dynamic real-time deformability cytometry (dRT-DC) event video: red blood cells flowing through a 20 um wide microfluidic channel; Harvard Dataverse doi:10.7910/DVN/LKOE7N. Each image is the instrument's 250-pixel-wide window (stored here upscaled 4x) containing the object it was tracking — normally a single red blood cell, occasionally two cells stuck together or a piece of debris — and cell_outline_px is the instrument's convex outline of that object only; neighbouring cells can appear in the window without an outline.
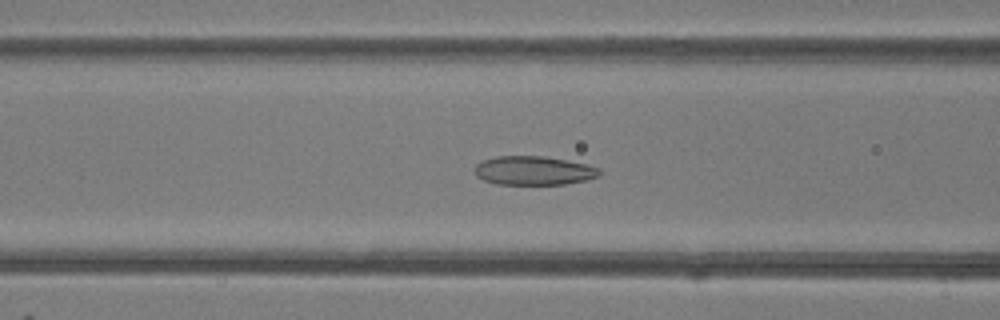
{"species": "common noctule bat (a hibernating species)", "species_latin": "Nyctalus noctula", "temperature_condition": "room temperature", "stored_images_in_passage": 44, "camera_frame_rate_fps": 3000, "um_per_image_px": 0.085, "animal": {"sex": "female"}, "frame": {"image": 1, "passage_image": 20, "time_ms": 6.333, "image_size_px": [1000, 320], "cell_outline_px": [[600, 176], [588, 180], [564, 184], [496, 184], [484, 180], [476, 176], [476, 164], [484, 160], [496, 156], [544, 156], [588, 164], [600, 168]], "centroid_in_image_um": [45.41, 14.5], "position_along_channel_um": 121.2, "area_um2": 21.04}}
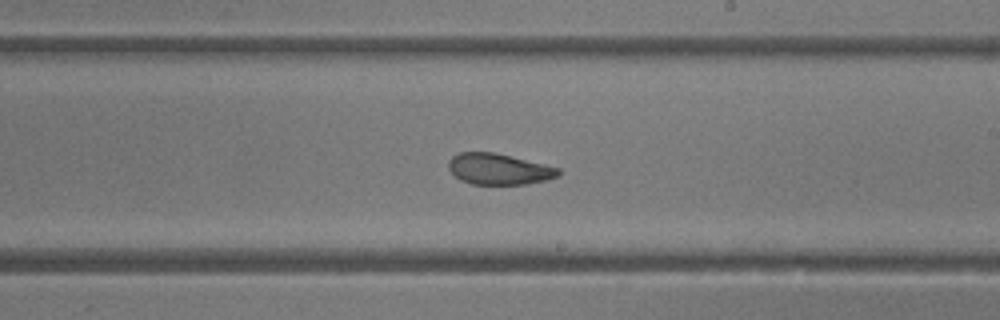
{"frame": {"image": 2, "passage_image": 29, "time_ms": 9.333, "image_size_px": [1000, 320], "cell_outline_px": [[560, 176], [528, 184], [472, 184], [460, 180], [448, 168], [448, 160], [452, 156], [460, 152], [492, 152], [544, 164], [560, 168]], "centroid_in_image_um": [42.39, 14.37], "position_along_channel_um": 246.6, "area_um2": 19.77}}
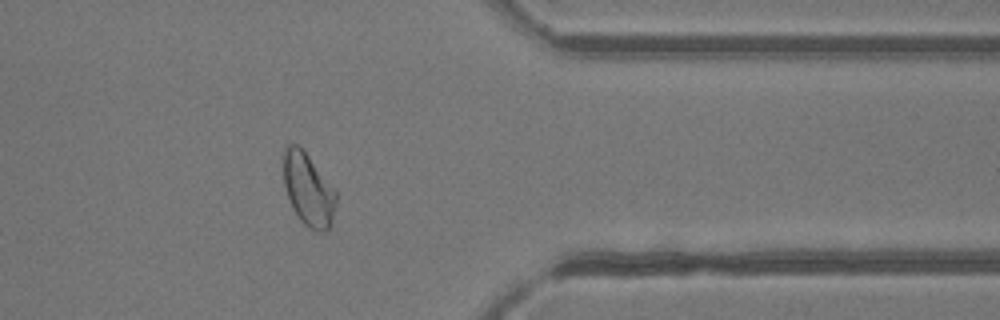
{"frame": {"image": 3, "passage_image": 40, "time_ms": 13.0, "image_size_px": [1000, 320], "cell_outline_px": [[336, 200], [332, 220], [328, 228], [324, 232], [316, 232], [308, 228], [300, 220], [292, 208], [284, 184], [284, 148], [288, 144], [296, 144], [308, 156], [336, 188]], "centroid_in_image_um": [26.22, 16.13], "position_along_channel_um": 385.2, "area_um2": 22.2}, "authors_computed_cell_mechanics": {"area_um2": 22.7732, "velocity_mm_per_s": 4.1823, "shape_relaxation_time_tau1_ms": null, "shape_relaxation_time_tau2_ms": 1.4763, "deformation_change_tau1": null, "deformation_change_tau2": 0.0853}}